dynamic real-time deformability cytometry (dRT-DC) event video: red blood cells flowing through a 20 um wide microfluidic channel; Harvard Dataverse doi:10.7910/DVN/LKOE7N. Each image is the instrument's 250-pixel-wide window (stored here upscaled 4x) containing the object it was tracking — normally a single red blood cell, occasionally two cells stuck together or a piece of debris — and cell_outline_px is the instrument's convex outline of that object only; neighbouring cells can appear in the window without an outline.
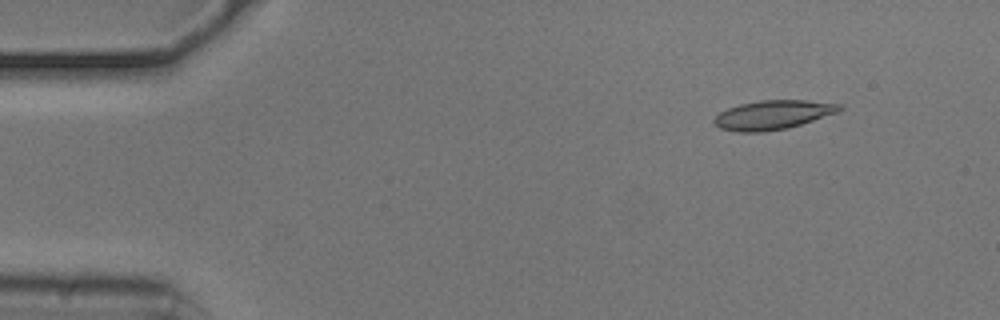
{"species": "common noctule bat (a hibernating species)", "species_latin": "Nyctalus noctula", "temperature_condition": "cold", "stored_images_in_passage": 3, "camera_frame_rate_fps": 3000, "um_per_image_px": 0.085, "animal": {"sex": "male", "body_mass_g": 20.5, "forearm_length_mm": 52.5}, "frame": {"image": 1, "passage_image": 1, "time_ms": 0.0, "image_size_px": [1000, 320], "cell_outline_px": [[844, 108], [836, 112], [788, 128], [764, 132], [736, 132], [720, 128], [712, 120], [720, 112], [728, 108], [740, 104], [760, 100], [804, 100], [844, 104]], "centroid_in_image_um": [65.68, 9.76], "position_along_channel_um": 19.3, "area_um2": 21.15}}